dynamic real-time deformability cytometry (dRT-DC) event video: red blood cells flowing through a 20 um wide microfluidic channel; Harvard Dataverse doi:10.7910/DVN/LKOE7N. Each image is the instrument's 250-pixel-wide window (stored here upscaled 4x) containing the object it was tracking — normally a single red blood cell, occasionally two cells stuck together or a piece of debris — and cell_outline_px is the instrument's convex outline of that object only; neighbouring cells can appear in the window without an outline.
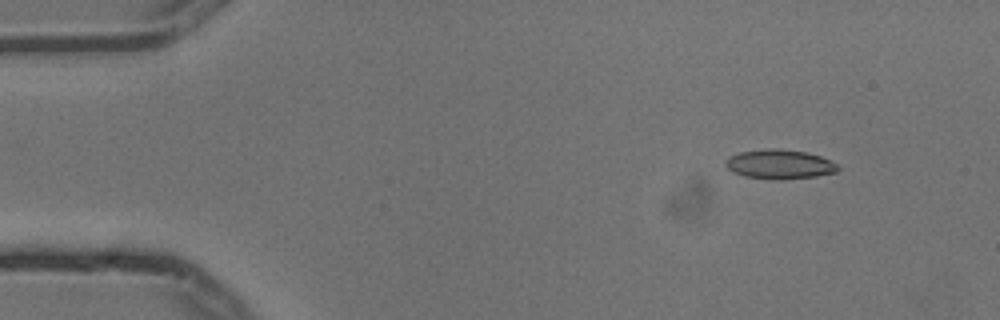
{"species": "common noctule bat (a hibernating species)", "species_latin": "Nyctalus noctula", "temperature_condition": "cold", "stored_images_in_passage": 7, "camera_frame_rate_fps": 3000, "um_per_image_px": 0.085, "animal": {"sex": "male", "body_mass_g": 13.3}, "frame": {"image": 1, "passage_image": 1, "time_ms": 0.0, "image_size_px": [1000, 320], "cell_outline_px": [[840, 168], [836, 172], [816, 176], [784, 180], [768, 180], [744, 176], [732, 172], [724, 164], [724, 160], [740, 152], [772, 148], [776, 148], [804, 152], [820, 156], [836, 164]], "centroid_in_image_um": [66.23, 13.98], "position_along_channel_um": 18.8, "area_um2": 19.25}}